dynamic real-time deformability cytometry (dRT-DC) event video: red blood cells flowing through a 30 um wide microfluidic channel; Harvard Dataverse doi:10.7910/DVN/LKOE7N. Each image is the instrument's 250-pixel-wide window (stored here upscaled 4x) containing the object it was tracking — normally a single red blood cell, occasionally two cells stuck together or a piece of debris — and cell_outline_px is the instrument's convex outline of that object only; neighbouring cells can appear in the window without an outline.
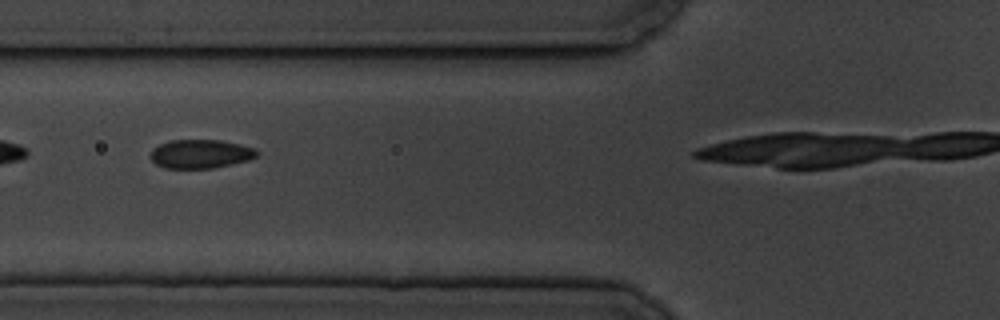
{"species": "common noctule bat (a hibernating species)", "species_latin": "Nyctalus noctula", "temperature_condition": "cold", "stored_images_in_passage": 10, "camera_frame_rate_fps": 3000, "um_per_image_px": 0.085, "animal": {"sex": "male", "body_mass_g": 19.5, "forearm_length_mm": 54.6}, "frame": {"image": 1, "passage_image": 4, "time_ms": 3.667, "image_size_px": [1000, 320], "cell_outline_px": [[260, 152], [256, 156], [248, 160], [232, 164], [212, 168], [164, 168], [156, 164], [152, 160], [152, 148], [168, 140], [220, 140], [240, 144], [256, 148]], "centroid_in_image_um": [17.07, 13.07], "position_along_channel_um": 108.7, "area_um2": 17.86}}
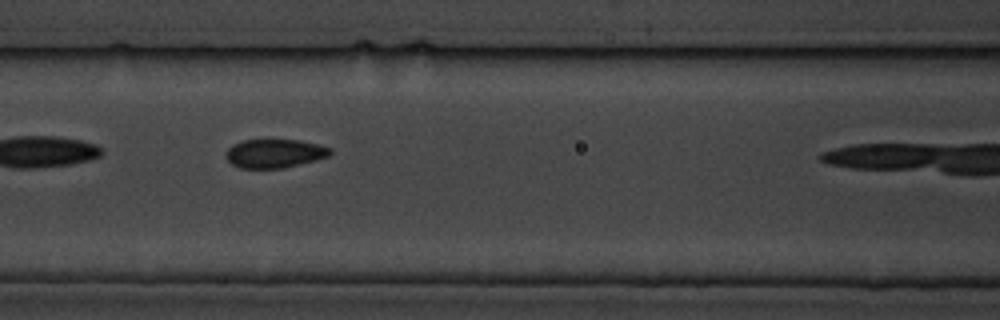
{"frame": {"image": 2, "passage_image": 5, "time_ms": 4.667, "image_size_px": [1000, 320], "cell_outline_px": [[332, 152], [328, 156], [316, 160], [284, 168], [240, 168], [232, 164], [224, 156], [224, 152], [232, 144], [244, 140], [300, 140], [320, 144], [332, 148]], "centroid_in_image_um": [23.33, 13.04], "position_along_channel_um": 143.3, "area_um2": 17.63}}